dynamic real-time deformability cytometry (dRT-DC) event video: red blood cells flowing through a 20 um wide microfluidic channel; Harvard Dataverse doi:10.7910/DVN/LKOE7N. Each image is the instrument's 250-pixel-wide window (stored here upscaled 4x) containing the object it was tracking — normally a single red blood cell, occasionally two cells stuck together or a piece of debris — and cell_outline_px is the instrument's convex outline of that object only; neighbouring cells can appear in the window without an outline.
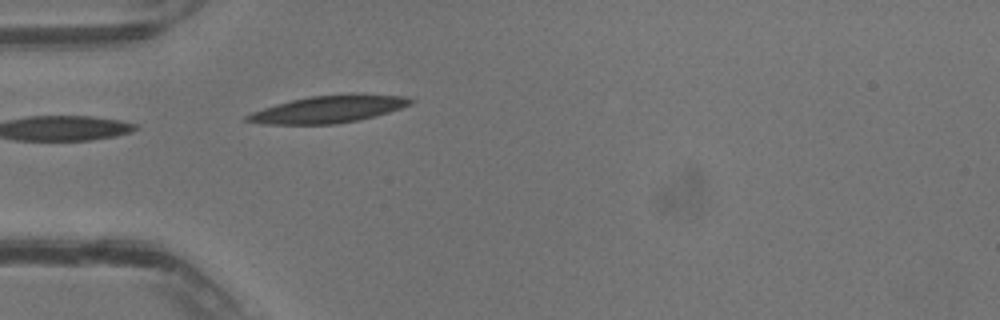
{"species": "common noctule bat (a hibernating species)", "species_latin": "Nyctalus noctula", "temperature_condition": "warm", "stored_images_in_passage": 4, "camera_frame_rate_fps": 3000, "um_per_image_px": 0.085, "animal": {"sex": "male", "body_mass_g": 13.3}, "frame": {"image": 1, "passage_image": 1, "time_ms": 0.0, "image_size_px": [1000, 320], "cell_outline_px": [[416, 100], [412, 104], [376, 116], [336, 124], [260, 124], [244, 120], [244, 116], [252, 112], [276, 104], [292, 100], [312, 96], [408, 96]], "centroid_in_image_um": [27.85, 9.32], "position_along_channel_um": 57.1, "area_um2": 24.91}}